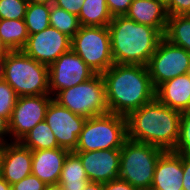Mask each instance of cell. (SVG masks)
Returning <instances> with one entry per match:
<instances>
[{"label": "cell", "instance_id": "cell-29", "mask_svg": "<svg viewBox=\"0 0 190 190\" xmlns=\"http://www.w3.org/2000/svg\"><path fill=\"white\" fill-rule=\"evenodd\" d=\"M17 98L14 89L4 79L0 80V116L9 121Z\"/></svg>", "mask_w": 190, "mask_h": 190}, {"label": "cell", "instance_id": "cell-33", "mask_svg": "<svg viewBox=\"0 0 190 190\" xmlns=\"http://www.w3.org/2000/svg\"><path fill=\"white\" fill-rule=\"evenodd\" d=\"M84 0H54L53 4L71 14L79 15Z\"/></svg>", "mask_w": 190, "mask_h": 190}, {"label": "cell", "instance_id": "cell-13", "mask_svg": "<svg viewBox=\"0 0 190 190\" xmlns=\"http://www.w3.org/2000/svg\"><path fill=\"white\" fill-rule=\"evenodd\" d=\"M71 49V38L52 26L28 36L22 51L47 66Z\"/></svg>", "mask_w": 190, "mask_h": 190}, {"label": "cell", "instance_id": "cell-2", "mask_svg": "<svg viewBox=\"0 0 190 190\" xmlns=\"http://www.w3.org/2000/svg\"><path fill=\"white\" fill-rule=\"evenodd\" d=\"M181 112L156 98L126 116L127 138L173 151L179 138Z\"/></svg>", "mask_w": 190, "mask_h": 190}, {"label": "cell", "instance_id": "cell-20", "mask_svg": "<svg viewBox=\"0 0 190 190\" xmlns=\"http://www.w3.org/2000/svg\"><path fill=\"white\" fill-rule=\"evenodd\" d=\"M89 182L80 157L73 151L66 156L59 179L65 190H83Z\"/></svg>", "mask_w": 190, "mask_h": 190}, {"label": "cell", "instance_id": "cell-32", "mask_svg": "<svg viewBox=\"0 0 190 190\" xmlns=\"http://www.w3.org/2000/svg\"><path fill=\"white\" fill-rule=\"evenodd\" d=\"M108 9L112 17L124 16L132 3V0H106Z\"/></svg>", "mask_w": 190, "mask_h": 190}, {"label": "cell", "instance_id": "cell-21", "mask_svg": "<svg viewBox=\"0 0 190 190\" xmlns=\"http://www.w3.org/2000/svg\"><path fill=\"white\" fill-rule=\"evenodd\" d=\"M112 19L106 0H84L78 15L80 26L104 27Z\"/></svg>", "mask_w": 190, "mask_h": 190}, {"label": "cell", "instance_id": "cell-27", "mask_svg": "<svg viewBox=\"0 0 190 190\" xmlns=\"http://www.w3.org/2000/svg\"><path fill=\"white\" fill-rule=\"evenodd\" d=\"M173 151L190 156V109L181 112L179 138Z\"/></svg>", "mask_w": 190, "mask_h": 190}, {"label": "cell", "instance_id": "cell-9", "mask_svg": "<svg viewBox=\"0 0 190 190\" xmlns=\"http://www.w3.org/2000/svg\"><path fill=\"white\" fill-rule=\"evenodd\" d=\"M146 66L156 89L167 80L189 73L190 54L163 37Z\"/></svg>", "mask_w": 190, "mask_h": 190}, {"label": "cell", "instance_id": "cell-25", "mask_svg": "<svg viewBox=\"0 0 190 190\" xmlns=\"http://www.w3.org/2000/svg\"><path fill=\"white\" fill-rule=\"evenodd\" d=\"M50 26L72 38L80 28L78 16L67 12L66 10L57 7L54 4L50 5L49 14Z\"/></svg>", "mask_w": 190, "mask_h": 190}, {"label": "cell", "instance_id": "cell-39", "mask_svg": "<svg viewBox=\"0 0 190 190\" xmlns=\"http://www.w3.org/2000/svg\"><path fill=\"white\" fill-rule=\"evenodd\" d=\"M5 61H6V56L0 57V80H2L5 75Z\"/></svg>", "mask_w": 190, "mask_h": 190}, {"label": "cell", "instance_id": "cell-19", "mask_svg": "<svg viewBox=\"0 0 190 190\" xmlns=\"http://www.w3.org/2000/svg\"><path fill=\"white\" fill-rule=\"evenodd\" d=\"M155 98L165 106L180 112L190 109V75H179L160 84Z\"/></svg>", "mask_w": 190, "mask_h": 190}, {"label": "cell", "instance_id": "cell-12", "mask_svg": "<svg viewBox=\"0 0 190 190\" xmlns=\"http://www.w3.org/2000/svg\"><path fill=\"white\" fill-rule=\"evenodd\" d=\"M86 119L52 99L47 107L44 121L55 135L58 146L71 152L76 149Z\"/></svg>", "mask_w": 190, "mask_h": 190}, {"label": "cell", "instance_id": "cell-30", "mask_svg": "<svg viewBox=\"0 0 190 190\" xmlns=\"http://www.w3.org/2000/svg\"><path fill=\"white\" fill-rule=\"evenodd\" d=\"M46 185L37 176L31 174L11 185V190H44Z\"/></svg>", "mask_w": 190, "mask_h": 190}, {"label": "cell", "instance_id": "cell-1", "mask_svg": "<svg viewBox=\"0 0 190 190\" xmlns=\"http://www.w3.org/2000/svg\"><path fill=\"white\" fill-rule=\"evenodd\" d=\"M105 84L108 111L127 116L155 99L147 66L113 64L101 74Z\"/></svg>", "mask_w": 190, "mask_h": 190}, {"label": "cell", "instance_id": "cell-37", "mask_svg": "<svg viewBox=\"0 0 190 190\" xmlns=\"http://www.w3.org/2000/svg\"><path fill=\"white\" fill-rule=\"evenodd\" d=\"M83 190H104V183L89 181Z\"/></svg>", "mask_w": 190, "mask_h": 190}, {"label": "cell", "instance_id": "cell-41", "mask_svg": "<svg viewBox=\"0 0 190 190\" xmlns=\"http://www.w3.org/2000/svg\"><path fill=\"white\" fill-rule=\"evenodd\" d=\"M44 190H65L64 187L59 184H47Z\"/></svg>", "mask_w": 190, "mask_h": 190}, {"label": "cell", "instance_id": "cell-16", "mask_svg": "<svg viewBox=\"0 0 190 190\" xmlns=\"http://www.w3.org/2000/svg\"><path fill=\"white\" fill-rule=\"evenodd\" d=\"M183 155L164 151L156 164L151 189L183 190Z\"/></svg>", "mask_w": 190, "mask_h": 190}, {"label": "cell", "instance_id": "cell-36", "mask_svg": "<svg viewBox=\"0 0 190 190\" xmlns=\"http://www.w3.org/2000/svg\"><path fill=\"white\" fill-rule=\"evenodd\" d=\"M6 134L10 136L9 121L5 117L0 116V145L7 143L5 139H3V135Z\"/></svg>", "mask_w": 190, "mask_h": 190}, {"label": "cell", "instance_id": "cell-23", "mask_svg": "<svg viewBox=\"0 0 190 190\" xmlns=\"http://www.w3.org/2000/svg\"><path fill=\"white\" fill-rule=\"evenodd\" d=\"M164 38L190 52V15L169 16Z\"/></svg>", "mask_w": 190, "mask_h": 190}, {"label": "cell", "instance_id": "cell-40", "mask_svg": "<svg viewBox=\"0 0 190 190\" xmlns=\"http://www.w3.org/2000/svg\"><path fill=\"white\" fill-rule=\"evenodd\" d=\"M0 190H11V185L0 176Z\"/></svg>", "mask_w": 190, "mask_h": 190}, {"label": "cell", "instance_id": "cell-10", "mask_svg": "<svg viewBox=\"0 0 190 190\" xmlns=\"http://www.w3.org/2000/svg\"><path fill=\"white\" fill-rule=\"evenodd\" d=\"M49 95L55 96L93 77L96 73L72 50L60 55L48 66Z\"/></svg>", "mask_w": 190, "mask_h": 190}, {"label": "cell", "instance_id": "cell-42", "mask_svg": "<svg viewBox=\"0 0 190 190\" xmlns=\"http://www.w3.org/2000/svg\"><path fill=\"white\" fill-rule=\"evenodd\" d=\"M29 3L51 5L54 0H28Z\"/></svg>", "mask_w": 190, "mask_h": 190}, {"label": "cell", "instance_id": "cell-18", "mask_svg": "<svg viewBox=\"0 0 190 190\" xmlns=\"http://www.w3.org/2000/svg\"><path fill=\"white\" fill-rule=\"evenodd\" d=\"M125 16L157 29L163 36L169 19L166 3L161 0H132Z\"/></svg>", "mask_w": 190, "mask_h": 190}, {"label": "cell", "instance_id": "cell-15", "mask_svg": "<svg viewBox=\"0 0 190 190\" xmlns=\"http://www.w3.org/2000/svg\"><path fill=\"white\" fill-rule=\"evenodd\" d=\"M1 176L10 184L19 182L32 172V151L20 142L0 145Z\"/></svg>", "mask_w": 190, "mask_h": 190}, {"label": "cell", "instance_id": "cell-28", "mask_svg": "<svg viewBox=\"0 0 190 190\" xmlns=\"http://www.w3.org/2000/svg\"><path fill=\"white\" fill-rule=\"evenodd\" d=\"M28 3L27 0H0V19H24Z\"/></svg>", "mask_w": 190, "mask_h": 190}, {"label": "cell", "instance_id": "cell-31", "mask_svg": "<svg viewBox=\"0 0 190 190\" xmlns=\"http://www.w3.org/2000/svg\"><path fill=\"white\" fill-rule=\"evenodd\" d=\"M166 9L169 16L190 15V0H167Z\"/></svg>", "mask_w": 190, "mask_h": 190}, {"label": "cell", "instance_id": "cell-6", "mask_svg": "<svg viewBox=\"0 0 190 190\" xmlns=\"http://www.w3.org/2000/svg\"><path fill=\"white\" fill-rule=\"evenodd\" d=\"M164 150L127 139L120 149L118 178L137 189H150L157 161Z\"/></svg>", "mask_w": 190, "mask_h": 190}, {"label": "cell", "instance_id": "cell-24", "mask_svg": "<svg viewBox=\"0 0 190 190\" xmlns=\"http://www.w3.org/2000/svg\"><path fill=\"white\" fill-rule=\"evenodd\" d=\"M19 142L31 151L59 148L55 135L45 121L38 123Z\"/></svg>", "mask_w": 190, "mask_h": 190}, {"label": "cell", "instance_id": "cell-14", "mask_svg": "<svg viewBox=\"0 0 190 190\" xmlns=\"http://www.w3.org/2000/svg\"><path fill=\"white\" fill-rule=\"evenodd\" d=\"M75 153L80 157L89 181L106 183L118 178L120 150L107 149Z\"/></svg>", "mask_w": 190, "mask_h": 190}, {"label": "cell", "instance_id": "cell-44", "mask_svg": "<svg viewBox=\"0 0 190 190\" xmlns=\"http://www.w3.org/2000/svg\"><path fill=\"white\" fill-rule=\"evenodd\" d=\"M138 190H153V189L150 188V189H138Z\"/></svg>", "mask_w": 190, "mask_h": 190}, {"label": "cell", "instance_id": "cell-8", "mask_svg": "<svg viewBox=\"0 0 190 190\" xmlns=\"http://www.w3.org/2000/svg\"><path fill=\"white\" fill-rule=\"evenodd\" d=\"M71 49L96 74L104 73L114 64L107 26H80L71 38Z\"/></svg>", "mask_w": 190, "mask_h": 190}, {"label": "cell", "instance_id": "cell-7", "mask_svg": "<svg viewBox=\"0 0 190 190\" xmlns=\"http://www.w3.org/2000/svg\"><path fill=\"white\" fill-rule=\"evenodd\" d=\"M53 99L76 115L85 118L109 112L101 74H95L83 83L59 91Z\"/></svg>", "mask_w": 190, "mask_h": 190}, {"label": "cell", "instance_id": "cell-3", "mask_svg": "<svg viewBox=\"0 0 190 190\" xmlns=\"http://www.w3.org/2000/svg\"><path fill=\"white\" fill-rule=\"evenodd\" d=\"M115 64L146 66L164 37L157 29L124 16H115L107 26Z\"/></svg>", "mask_w": 190, "mask_h": 190}, {"label": "cell", "instance_id": "cell-35", "mask_svg": "<svg viewBox=\"0 0 190 190\" xmlns=\"http://www.w3.org/2000/svg\"><path fill=\"white\" fill-rule=\"evenodd\" d=\"M183 190H190V156L183 155Z\"/></svg>", "mask_w": 190, "mask_h": 190}, {"label": "cell", "instance_id": "cell-26", "mask_svg": "<svg viewBox=\"0 0 190 190\" xmlns=\"http://www.w3.org/2000/svg\"><path fill=\"white\" fill-rule=\"evenodd\" d=\"M50 5L28 3L25 14V25L29 35L38 33L50 26Z\"/></svg>", "mask_w": 190, "mask_h": 190}, {"label": "cell", "instance_id": "cell-17", "mask_svg": "<svg viewBox=\"0 0 190 190\" xmlns=\"http://www.w3.org/2000/svg\"><path fill=\"white\" fill-rule=\"evenodd\" d=\"M70 151L65 148L32 151V172L45 184L59 182L64 160Z\"/></svg>", "mask_w": 190, "mask_h": 190}, {"label": "cell", "instance_id": "cell-22", "mask_svg": "<svg viewBox=\"0 0 190 190\" xmlns=\"http://www.w3.org/2000/svg\"><path fill=\"white\" fill-rule=\"evenodd\" d=\"M28 36L24 19H0V37L10 51H21Z\"/></svg>", "mask_w": 190, "mask_h": 190}, {"label": "cell", "instance_id": "cell-4", "mask_svg": "<svg viewBox=\"0 0 190 190\" xmlns=\"http://www.w3.org/2000/svg\"><path fill=\"white\" fill-rule=\"evenodd\" d=\"M127 139L126 117L107 112L86 119L73 152L120 150Z\"/></svg>", "mask_w": 190, "mask_h": 190}, {"label": "cell", "instance_id": "cell-34", "mask_svg": "<svg viewBox=\"0 0 190 190\" xmlns=\"http://www.w3.org/2000/svg\"><path fill=\"white\" fill-rule=\"evenodd\" d=\"M104 190H138L120 178L104 183Z\"/></svg>", "mask_w": 190, "mask_h": 190}, {"label": "cell", "instance_id": "cell-11", "mask_svg": "<svg viewBox=\"0 0 190 190\" xmlns=\"http://www.w3.org/2000/svg\"><path fill=\"white\" fill-rule=\"evenodd\" d=\"M51 95L19 96L9 119L10 137L19 142L38 123L45 120Z\"/></svg>", "mask_w": 190, "mask_h": 190}, {"label": "cell", "instance_id": "cell-5", "mask_svg": "<svg viewBox=\"0 0 190 190\" xmlns=\"http://www.w3.org/2000/svg\"><path fill=\"white\" fill-rule=\"evenodd\" d=\"M19 96L49 95L48 66L21 51L6 56L3 78Z\"/></svg>", "mask_w": 190, "mask_h": 190}, {"label": "cell", "instance_id": "cell-38", "mask_svg": "<svg viewBox=\"0 0 190 190\" xmlns=\"http://www.w3.org/2000/svg\"><path fill=\"white\" fill-rule=\"evenodd\" d=\"M11 51L8 49V47L4 44L2 41V38L0 37V57L7 56Z\"/></svg>", "mask_w": 190, "mask_h": 190}, {"label": "cell", "instance_id": "cell-43", "mask_svg": "<svg viewBox=\"0 0 190 190\" xmlns=\"http://www.w3.org/2000/svg\"><path fill=\"white\" fill-rule=\"evenodd\" d=\"M0 176H1V158H0Z\"/></svg>", "mask_w": 190, "mask_h": 190}]
</instances>
